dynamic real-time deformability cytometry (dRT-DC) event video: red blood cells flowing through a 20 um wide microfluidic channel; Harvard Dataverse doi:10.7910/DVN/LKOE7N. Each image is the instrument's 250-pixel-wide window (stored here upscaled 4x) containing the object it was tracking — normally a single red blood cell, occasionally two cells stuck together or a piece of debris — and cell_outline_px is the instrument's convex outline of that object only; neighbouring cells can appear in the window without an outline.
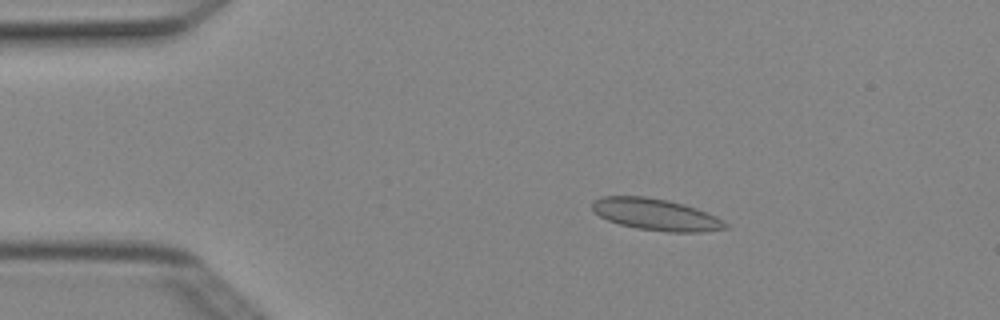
{"species": "Egyptian fruit bat (a non-hibernating species)", "species_latin": "Rousettus aegyptiacus", "temperature_condition": "cold", "stored_images_in_passage": 3, "camera_frame_rate_fps": 3000, "um_per_image_px": 0.085, "animal": {"sex": "female"}, "frame": {"image": 1, "passage_image": 1, "time_ms": 0.0, "image_size_px": [1000, 320], "cell_outline_px": [[728, 228], [700, 232], [668, 232], [636, 228], [620, 224], [608, 220], [600, 216], [592, 208], [592, 204], [600, 196], [644, 196], [668, 200], [684, 204], [696, 208], [716, 216], [724, 220], [728, 224]], "centroid_in_image_um": [55.78, 18.23], "position_along_channel_um": 29.2, "area_um2": 24.51}}
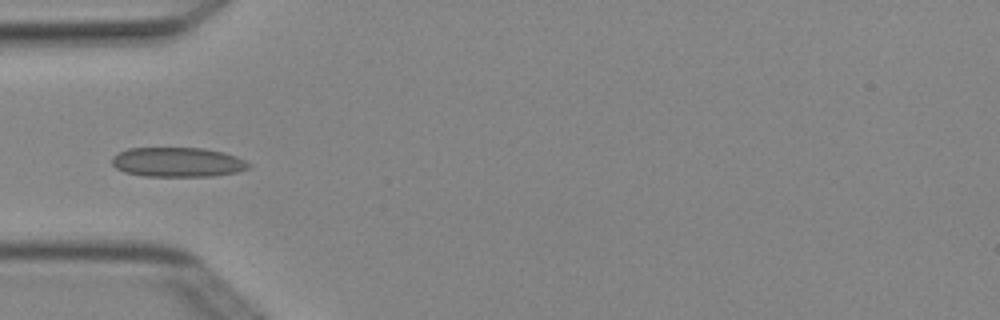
{"frame": {"image": 2, "passage_image": 3, "time_ms": 0.667, "image_size_px": [1000, 320], "cell_outline_px": [[252, 164], [248, 168], [236, 172], [212, 176], [144, 176], [124, 172], [116, 168], [112, 164], [112, 156], [128, 148], [204, 148], [236, 156]], "centroid_in_image_um": [15.08, 13.78], "position_along_channel_um": 69.9, "area_um2": 23.47}}